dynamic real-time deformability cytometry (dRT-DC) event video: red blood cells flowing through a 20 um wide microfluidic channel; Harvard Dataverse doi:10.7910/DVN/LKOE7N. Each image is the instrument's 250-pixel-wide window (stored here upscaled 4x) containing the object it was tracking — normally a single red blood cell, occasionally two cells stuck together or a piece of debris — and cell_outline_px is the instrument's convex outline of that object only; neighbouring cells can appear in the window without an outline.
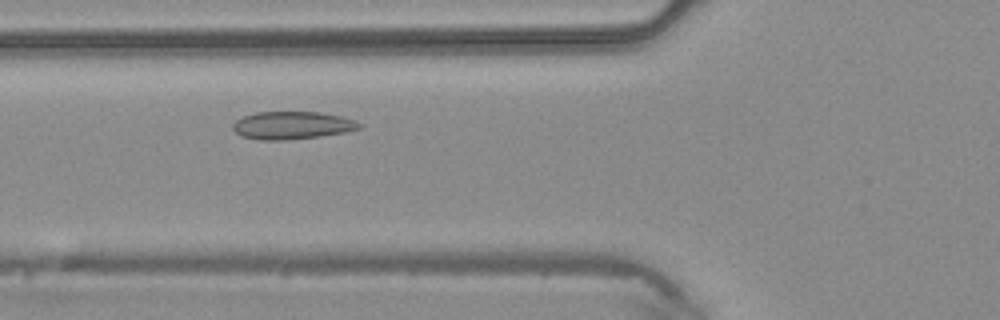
{"species": "common noctule bat (a hibernating species)", "species_latin": "Nyctalus noctula", "temperature_condition": "warm", "stored_images_in_passage": 37, "camera_frame_rate_fps": 3000, "um_per_image_px": 0.085, "animal": {"sex": "male", "body_mass_g": 20.4}, "frame": {"image": 1, "passage_image": 10, "time_ms": 3.0, "image_size_px": [1000, 320], "cell_outline_px": [[360, 128], [344, 132], [320, 136], [288, 140], [260, 140], [240, 136], [232, 128], [232, 124], [236, 120], [244, 116], [256, 112], [320, 112], [340, 116], [356, 120], [360, 124]], "centroid_in_image_um": [24.79, 10.65], "position_along_channel_um": 101.0, "area_um2": 20.4}}
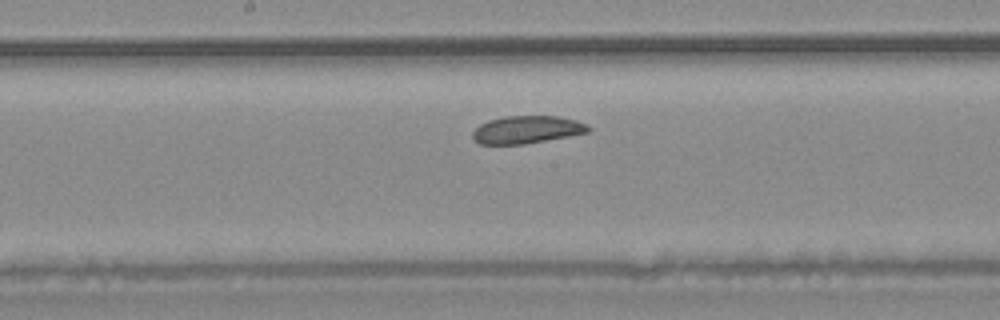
{"frame": {"image": 2, "passage_image": 17, "time_ms": 5.333, "image_size_px": [1000, 320], "cell_outline_px": [[592, 128], [588, 132], [568, 136], [524, 144], [480, 144], [472, 136], [472, 132], [480, 124], [488, 120], [504, 116], [560, 116], [576, 120]], "centroid_in_image_um": [44.77, 11.01], "position_along_channel_um": 203.4, "area_um2": 18.5}}
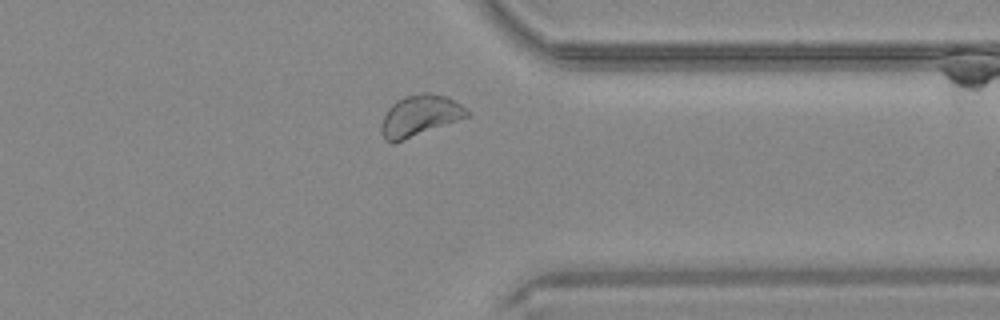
{"frame": {"image": 3, "passage_image": 29, "time_ms": 9.333, "image_size_px": [1000, 320], "cell_outline_px": [[468, 116], [392, 144], [384, 140], [380, 132], [380, 124], [388, 108], [396, 100], [404, 96], [420, 92], [428, 92], [448, 96], [468, 108]], "centroid_in_image_um": [35.64, 9.81], "position_along_channel_um": 375.8, "area_um2": 20.63}}